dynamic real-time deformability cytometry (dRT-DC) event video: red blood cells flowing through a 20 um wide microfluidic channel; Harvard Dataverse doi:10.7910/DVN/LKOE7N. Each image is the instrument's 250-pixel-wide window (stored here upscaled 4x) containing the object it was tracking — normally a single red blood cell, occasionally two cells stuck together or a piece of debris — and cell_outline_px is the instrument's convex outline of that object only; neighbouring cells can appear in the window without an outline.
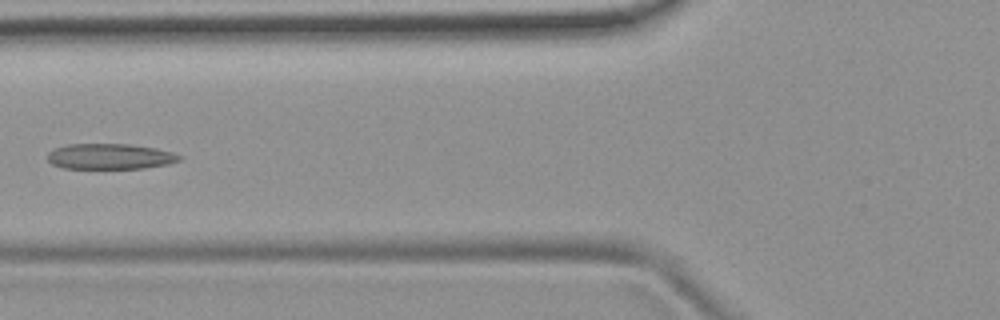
{"species": "common noctule bat (a hibernating species)", "species_latin": "Nyctalus noctula", "temperature_condition": "room temperature", "stored_images_in_passage": 6, "camera_frame_rate_fps": 3000, "um_per_image_px": 0.085, "animal": {"sex": "female", "body_mass_g": 19.9}, "frame": {"image": 1, "passage_image": 6, "time_ms": 5.667, "image_size_px": [1000, 320], "cell_outline_px": [[184, 156], [180, 160], [168, 164], [144, 168], [64, 168], [52, 164], [48, 160], [48, 152], [56, 148], [68, 144], [128, 144], [156, 148], [172, 152]], "centroid_in_image_um": [9.38, 13.29], "position_along_channel_um": 116.4, "area_um2": 19.59}}